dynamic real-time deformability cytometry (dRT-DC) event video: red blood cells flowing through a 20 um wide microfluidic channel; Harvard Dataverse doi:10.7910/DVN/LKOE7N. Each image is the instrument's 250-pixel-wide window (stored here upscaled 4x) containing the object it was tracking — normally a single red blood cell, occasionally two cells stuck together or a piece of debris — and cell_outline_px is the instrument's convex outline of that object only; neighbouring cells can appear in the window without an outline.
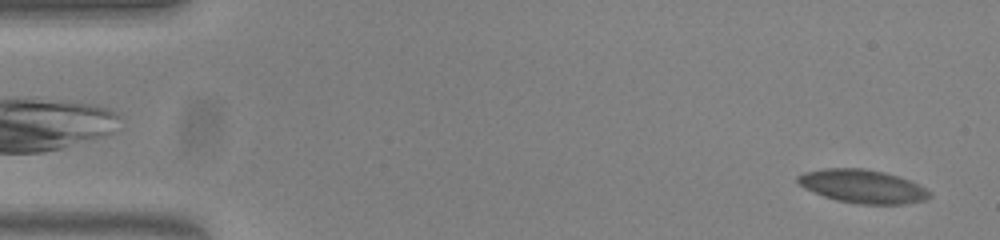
{"species": "common noctule bat (a hibernating species)", "species_latin": "Nyctalus noctula", "temperature_condition": "warm", "stored_images_in_passage": 55, "camera_frame_rate_fps": 3000, "um_per_image_px": 0.085, "animal": {"sex": "female", "body_mass_g": 23.0, "forearm_length_mm": 53.4}, "frame": {"image": 1, "passage_image": 1, "time_ms": 0.0, "image_size_px": [1000, 240], "cell_outline_px": [[932, 196], [924, 200], [900, 204], [860, 204], [836, 200], [824, 196], [804, 188], [796, 180], [796, 176], [804, 172], [824, 168], [864, 168], [884, 172], [908, 180], [932, 192]], "centroid_in_image_um": [73.29, 15.83], "position_along_channel_um": 11.7, "area_um2": 25.49}}
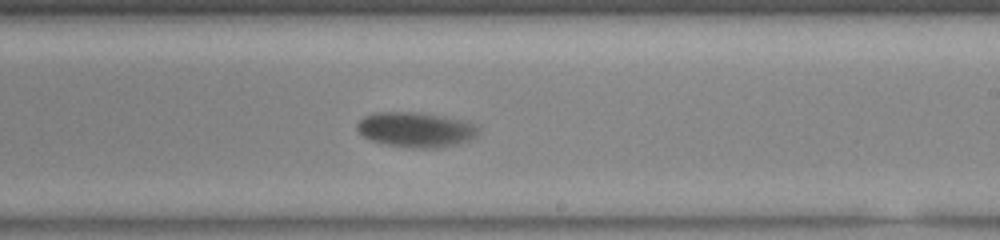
{"frame": {"image": 2, "passage_image": 32, "time_ms": 10.333, "image_size_px": [1000, 240], "cell_outline_px": [[480, 132], [476, 136], [468, 140], [456, 144], [436, 148], [408, 148], [388, 144], [372, 140], [364, 136], [356, 128], [356, 124], [364, 116], [376, 112], [416, 112], [444, 116], [464, 120], [476, 124], [480, 128]], "centroid_in_image_um": [35.38, 11.01], "position_along_channel_um": 253.6, "area_um2": 24.8}}
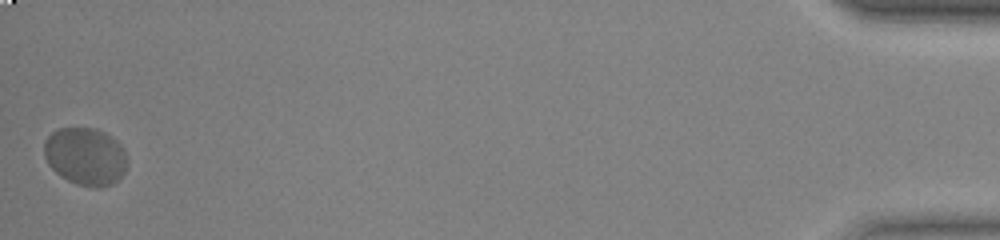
{"frame": {"image": 3, "passage_image": 55, "time_ms": 18.0, "image_size_px": [1000, 240], "cell_outline_px": [[128, 164], [124, 172], [112, 184], [100, 188], [92, 188], [76, 184], [60, 176], [48, 164], [44, 156], [44, 140], [52, 132], [60, 128], [96, 128], [112, 136], [124, 148], [128, 160]], "centroid_in_image_um": [7.28, 13.29], "position_along_channel_um": 427.9, "area_um2": 28.26}, "authors_computed_cell_mechanics": {"area_um2": 24.7962, "velocity_mm_per_s": 3.5727, "shape_relaxation_time_tau1_ms": 4.7891, "shape_relaxation_time_tau2_ms": null, "deformation_change_tau1": 0.1432, "deformation_change_tau2": null}}